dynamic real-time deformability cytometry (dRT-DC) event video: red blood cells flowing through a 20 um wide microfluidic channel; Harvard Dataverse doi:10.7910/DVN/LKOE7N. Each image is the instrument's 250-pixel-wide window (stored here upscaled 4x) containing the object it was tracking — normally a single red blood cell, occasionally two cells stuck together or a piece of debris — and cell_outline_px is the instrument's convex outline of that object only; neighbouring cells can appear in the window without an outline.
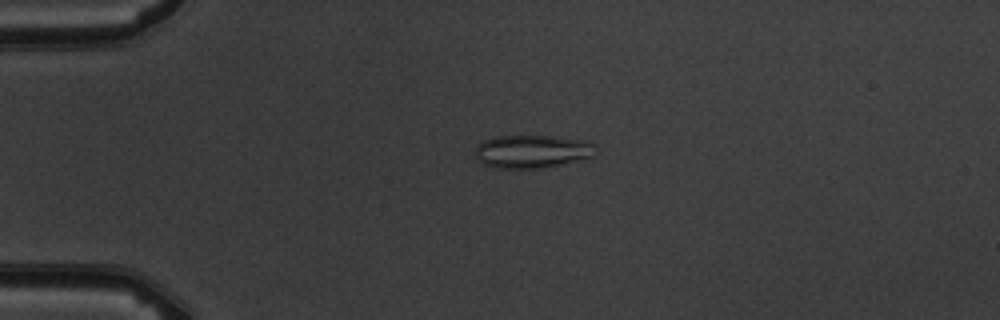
{"species": "common noctule bat (a hibernating species)", "species_latin": "Nyctalus noctula", "temperature_condition": "warm", "stored_images_in_passage": 4, "camera_frame_rate_fps": 3000, "um_per_image_px": 0.085, "animal": {"sex": "male", "body_mass_g": 19.5, "forearm_length_mm": 54.6}, "frame": {"image": 1, "passage_image": 3, "time_ms": 2.333, "image_size_px": [1000, 320], "cell_outline_px": [[596, 156], [584, 160], [540, 168], [492, 168], [476, 160], [472, 152], [476, 144], [484, 140], [496, 136], [552, 136], [584, 140], [596, 144]], "centroid_in_image_um": [45.22, 12.88], "position_along_channel_um": 39.8, "area_um2": 23.87}}